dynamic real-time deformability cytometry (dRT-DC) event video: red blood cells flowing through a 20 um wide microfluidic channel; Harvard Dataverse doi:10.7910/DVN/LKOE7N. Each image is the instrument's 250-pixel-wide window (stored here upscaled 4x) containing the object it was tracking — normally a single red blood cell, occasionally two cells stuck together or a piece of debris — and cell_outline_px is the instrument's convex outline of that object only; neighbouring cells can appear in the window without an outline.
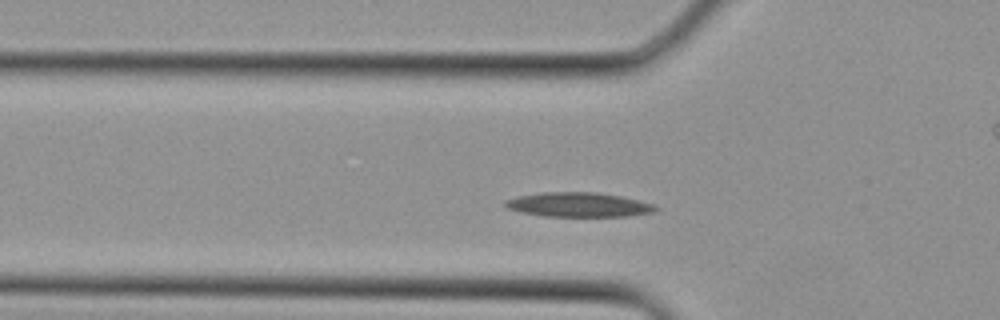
{"species": "Egyptian fruit bat (a non-hibernating species)", "species_latin": "Rousettus aegyptiacus", "temperature_condition": "cold", "stored_images_in_passage": 33, "camera_frame_rate_fps": 3000, "um_per_image_px": 0.085, "animal": {"sex": "female"}, "frame": {"image": 1, "passage_image": 8, "time_ms": 2.333, "image_size_px": [1000, 320], "cell_outline_px": [[660, 208], [656, 212], [628, 216], [544, 216], [520, 212], [508, 208], [504, 204], [504, 200], [520, 196], [544, 192], [596, 192], [620, 196], [652, 204]], "centroid_in_image_um": [49.19, 17.4], "position_along_channel_um": 76.6, "area_um2": 21.27}}
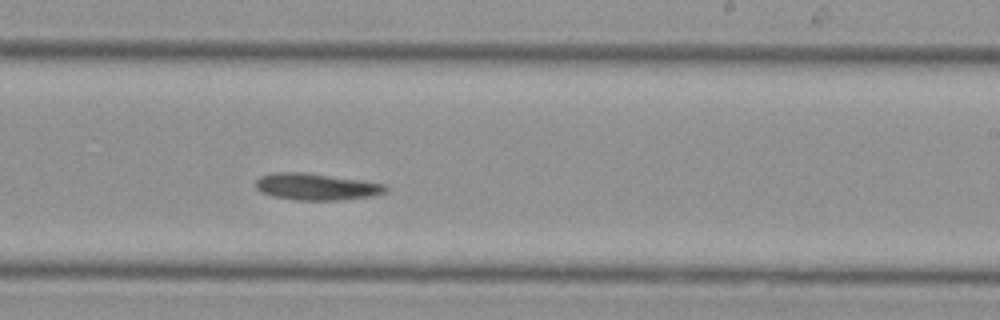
{"frame": {"image": 2, "passage_image": 18, "time_ms": 5.667, "image_size_px": [1000, 320], "cell_outline_px": [[388, 188], [384, 192], [372, 196], [340, 200], [296, 200], [272, 196], [260, 192], [256, 188], [256, 180], [260, 176], [272, 172], [304, 172], [360, 180], [384, 184]], "centroid_in_image_um": [26.83, 15.87], "position_along_channel_um": 262.2, "area_um2": 20.17}}
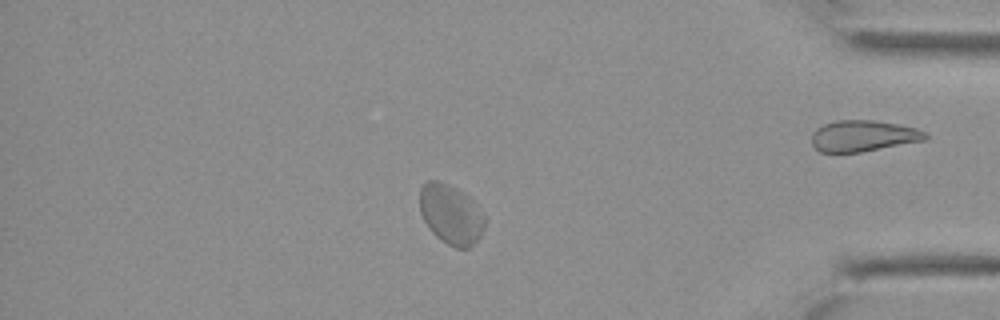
{"frame": {"image": 3, "passage_image": 27, "time_ms": 8.667, "image_size_px": [1000, 320], "cell_outline_px": [[484, 228], [480, 236], [468, 248], [456, 248], [440, 240], [428, 228], [420, 212], [420, 188], [428, 180], [440, 180], [460, 192], [476, 204], [484, 216]], "centroid_in_image_um": [38.29, 18.23], "position_along_channel_um": 396.9, "area_um2": 22.25}}